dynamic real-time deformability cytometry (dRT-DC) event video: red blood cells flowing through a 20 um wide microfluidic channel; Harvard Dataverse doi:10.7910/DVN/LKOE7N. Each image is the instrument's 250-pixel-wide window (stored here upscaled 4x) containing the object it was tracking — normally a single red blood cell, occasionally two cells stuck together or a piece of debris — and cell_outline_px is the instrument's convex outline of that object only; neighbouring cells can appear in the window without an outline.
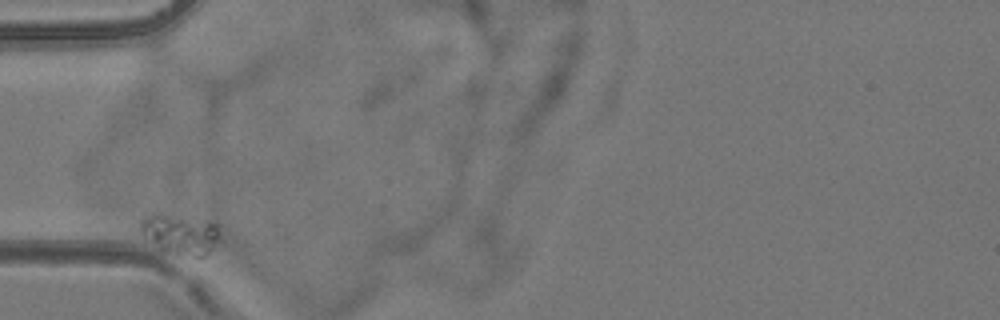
{"species": "common noctule bat (a hibernating species)", "species_latin": "Nyctalus noctula", "temperature_condition": "room temperature", "stored_images_in_passage": 3, "camera_frame_rate_fps": 3000, "um_per_image_px": 0.085, "animal": {"sex": "female", "body_mass_g": 24.6, "forearm_length_mm": 56.2}, "frame": {"image": 1, "passage_image": 1, "time_ms": 0.0, "image_size_px": [1000, 320], "cell_outline_px": [[216, 236], [212, 248], [204, 256], [176, 256], [160, 252], [144, 236], [140, 228], [140, 220], [152, 212], [160, 212], [216, 224]], "centroid_in_image_um": [15.17, 19.92], "position_along_channel_um": 69.8, "area_um2": 18.44}}
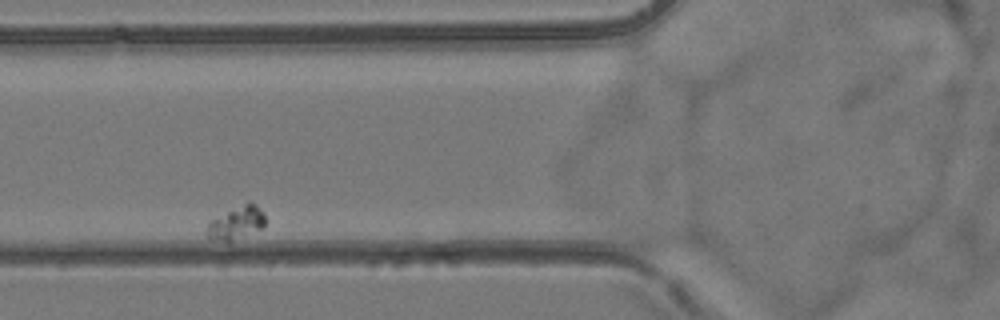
{"frame": {"image": 2, "passage_image": 2, "time_ms": 1.333, "image_size_px": [1000, 320], "cell_outline_px": [[264, 228], [228, 240], [212, 240], [204, 232], [208, 220], [244, 204], [256, 204], [264, 212]], "centroid_in_image_um": [20.04, 18.94], "position_along_channel_um": 105.8, "area_um2": 10.87}}